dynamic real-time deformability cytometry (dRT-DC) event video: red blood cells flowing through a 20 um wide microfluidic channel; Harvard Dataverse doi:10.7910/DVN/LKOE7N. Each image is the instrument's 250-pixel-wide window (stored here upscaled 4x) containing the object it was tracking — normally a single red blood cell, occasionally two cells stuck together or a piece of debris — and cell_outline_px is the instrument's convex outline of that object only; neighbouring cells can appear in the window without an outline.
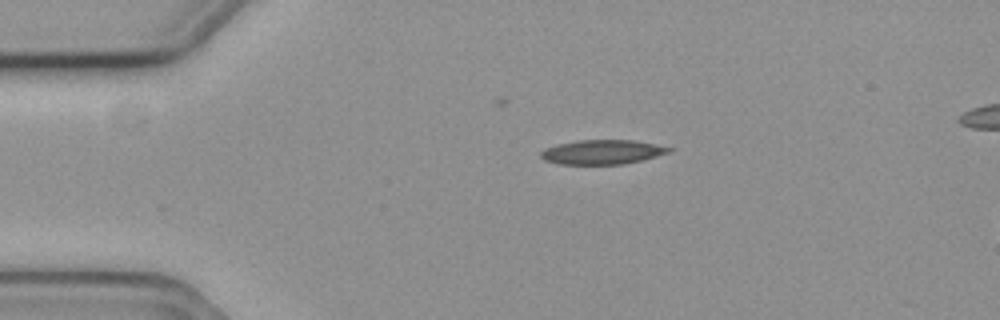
{"species": "common noctule bat (a hibernating species)", "species_latin": "Nyctalus noctula", "temperature_condition": "cold", "stored_images_in_passage": 5, "camera_frame_rate_fps": 3000, "um_per_image_px": 0.085, "animal": {"sex": "female", "body_mass_g": 19.3, "forearm_length_mm": 54.1}, "frame": {"image": 1, "passage_image": 5, "time_ms": 1.333, "image_size_px": [1000, 320], "cell_outline_px": [[676, 148], [668, 152], [656, 156], [640, 160], [620, 164], [556, 164], [544, 160], [540, 156], [540, 152], [544, 148], [556, 144], [580, 140], [632, 140], [656, 144]], "centroid_in_image_um": [51.15, 12.92], "position_along_channel_um": 33.8, "area_um2": 18.21}}